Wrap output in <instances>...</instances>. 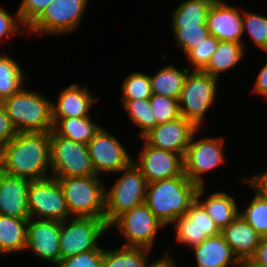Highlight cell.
<instances>
[{"mask_svg":"<svg viewBox=\"0 0 267 267\" xmlns=\"http://www.w3.org/2000/svg\"><path fill=\"white\" fill-rule=\"evenodd\" d=\"M198 129L192 121L181 116L176 120L158 124L141 138L154 148L177 153L184 158L191 138Z\"/></svg>","mask_w":267,"mask_h":267,"instance_id":"obj_14","label":"cell"},{"mask_svg":"<svg viewBox=\"0 0 267 267\" xmlns=\"http://www.w3.org/2000/svg\"><path fill=\"white\" fill-rule=\"evenodd\" d=\"M218 39L209 35L202 43L192 49L186 56L195 71H202L210 61L211 55L216 51Z\"/></svg>","mask_w":267,"mask_h":267,"instance_id":"obj_37","label":"cell"},{"mask_svg":"<svg viewBox=\"0 0 267 267\" xmlns=\"http://www.w3.org/2000/svg\"><path fill=\"white\" fill-rule=\"evenodd\" d=\"M242 13L235 6H230L222 0H215L207 15V28L210 35L219 41L242 43L243 34Z\"/></svg>","mask_w":267,"mask_h":267,"instance_id":"obj_18","label":"cell"},{"mask_svg":"<svg viewBox=\"0 0 267 267\" xmlns=\"http://www.w3.org/2000/svg\"><path fill=\"white\" fill-rule=\"evenodd\" d=\"M146 248L124 247L104 249L102 267H146L148 252Z\"/></svg>","mask_w":267,"mask_h":267,"instance_id":"obj_29","label":"cell"},{"mask_svg":"<svg viewBox=\"0 0 267 267\" xmlns=\"http://www.w3.org/2000/svg\"><path fill=\"white\" fill-rule=\"evenodd\" d=\"M99 176L56 178L72 217L104 218L105 189Z\"/></svg>","mask_w":267,"mask_h":267,"instance_id":"obj_4","label":"cell"},{"mask_svg":"<svg viewBox=\"0 0 267 267\" xmlns=\"http://www.w3.org/2000/svg\"><path fill=\"white\" fill-rule=\"evenodd\" d=\"M97 101L86 87L71 84L61 90L57 103H52V118L88 117L91 106Z\"/></svg>","mask_w":267,"mask_h":267,"instance_id":"obj_21","label":"cell"},{"mask_svg":"<svg viewBox=\"0 0 267 267\" xmlns=\"http://www.w3.org/2000/svg\"><path fill=\"white\" fill-rule=\"evenodd\" d=\"M243 12V34L248 31L256 46L267 52V17L254 12Z\"/></svg>","mask_w":267,"mask_h":267,"instance_id":"obj_34","label":"cell"},{"mask_svg":"<svg viewBox=\"0 0 267 267\" xmlns=\"http://www.w3.org/2000/svg\"><path fill=\"white\" fill-rule=\"evenodd\" d=\"M190 72V68L183 70L176 68L175 65H166L161 68L154 76H150L152 94L178 99L185 79Z\"/></svg>","mask_w":267,"mask_h":267,"instance_id":"obj_25","label":"cell"},{"mask_svg":"<svg viewBox=\"0 0 267 267\" xmlns=\"http://www.w3.org/2000/svg\"><path fill=\"white\" fill-rule=\"evenodd\" d=\"M16 134L17 131L12 125L2 102H0V148L6 145Z\"/></svg>","mask_w":267,"mask_h":267,"instance_id":"obj_41","label":"cell"},{"mask_svg":"<svg viewBox=\"0 0 267 267\" xmlns=\"http://www.w3.org/2000/svg\"><path fill=\"white\" fill-rule=\"evenodd\" d=\"M146 267H176V265L167 252L162 258L155 260V262L148 264Z\"/></svg>","mask_w":267,"mask_h":267,"instance_id":"obj_45","label":"cell"},{"mask_svg":"<svg viewBox=\"0 0 267 267\" xmlns=\"http://www.w3.org/2000/svg\"><path fill=\"white\" fill-rule=\"evenodd\" d=\"M174 37L185 55L197 47L210 33L207 25L197 27H173Z\"/></svg>","mask_w":267,"mask_h":267,"instance_id":"obj_36","label":"cell"},{"mask_svg":"<svg viewBox=\"0 0 267 267\" xmlns=\"http://www.w3.org/2000/svg\"><path fill=\"white\" fill-rule=\"evenodd\" d=\"M51 176L56 178L96 175L87 144L50 132ZM53 174V175H52Z\"/></svg>","mask_w":267,"mask_h":267,"instance_id":"obj_6","label":"cell"},{"mask_svg":"<svg viewBox=\"0 0 267 267\" xmlns=\"http://www.w3.org/2000/svg\"><path fill=\"white\" fill-rule=\"evenodd\" d=\"M204 187H198L196 200L202 205L218 229L222 231L239 215L238 204L234 197L220 191L210 194L205 201H201L199 199L205 190Z\"/></svg>","mask_w":267,"mask_h":267,"instance_id":"obj_23","label":"cell"},{"mask_svg":"<svg viewBox=\"0 0 267 267\" xmlns=\"http://www.w3.org/2000/svg\"><path fill=\"white\" fill-rule=\"evenodd\" d=\"M104 248L60 259L55 267H102Z\"/></svg>","mask_w":267,"mask_h":267,"instance_id":"obj_38","label":"cell"},{"mask_svg":"<svg viewBox=\"0 0 267 267\" xmlns=\"http://www.w3.org/2000/svg\"><path fill=\"white\" fill-rule=\"evenodd\" d=\"M53 130L62 137L74 142L87 144L101 128L88 117L52 118Z\"/></svg>","mask_w":267,"mask_h":267,"instance_id":"obj_26","label":"cell"},{"mask_svg":"<svg viewBox=\"0 0 267 267\" xmlns=\"http://www.w3.org/2000/svg\"><path fill=\"white\" fill-rule=\"evenodd\" d=\"M50 132H17L0 148V170L30 181L50 177Z\"/></svg>","mask_w":267,"mask_h":267,"instance_id":"obj_1","label":"cell"},{"mask_svg":"<svg viewBox=\"0 0 267 267\" xmlns=\"http://www.w3.org/2000/svg\"><path fill=\"white\" fill-rule=\"evenodd\" d=\"M149 103L156 118V126L181 117L178 99L152 94Z\"/></svg>","mask_w":267,"mask_h":267,"instance_id":"obj_35","label":"cell"},{"mask_svg":"<svg viewBox=\"0 0 267 267\" xmlns=\"http://www.w3.org/2000/svg\"><path fill=\"white\" fill-rule=\"evenodd\" d=\"M2 104L17 132H51L52 102L40 93L21 87Z\"/></svg>","mask_w":267,"mask_h":267,"instance_id":"obj_3","label":"cell"},{"mask_svg":"<svg viewBox=\"0 0 267 267\" xmlns=\"http://www.w3.org/2000/svg\"><path fill=\"white\" fill-rule=\"evenodd\" d=\"M193 134L190 144L187 147L186 154L183 158L184 173L186 177L196 183L198 186H204L203 177L201 174L216 168L224 162L223 138H202L193 141Z\"/></svg>","mask_w":267,"mask_h":267,"instance_id":"obj_12","label":"cell"},{"mask_svg":"<svg viewBox=\"0 0 267 267\" xmlns=\"http://www.w3.org/2000/svg\"><path fill=\"white\" fill-rule=\"evenodd\" d=\"M215 0H185L172 15V27H197L207 25V15Z\"/></svg>","mask_w":267,"mask_h":267,"instance_id":"obj_28","label":"cell"},{"mask_svg":"<svg viewBox=\"0 0 267 267\" xmlns=\"http://www.w3.org/2000/svg\"><path fill=\"white\" fill-rule=\"evenodd\" d=\"M27 200L30 218L61 222L71 217L62 188L54 176L30 181Z\"/></svg>","mask_w":267,"mask_h":267,"instance_id":"obj_9","label":"cell"},{"mask_svg":"<svg viewBox=\"0 0 267 267\" xmlns=\"http://www.w3.org/2000/svg\"><path fill=\"white\" fill-rule=\"evenodd\" d=\"M87 147L97 176L104 172L117 173L133 161L119 140L102 127L87 143Z\"/></svg>","mask_w":267,"mask_h":267,"instance_id":"obj_13","label":"cell"},{"mask_svg":"<svg viewBox=\"0 0 267 267\" xmlns=\"http://www.w3.org/2000/svg\"><path fill=\"white\" fill-rule=\"evenodd\" d=\"M117 173L122 176L110 190L105 189L104 218L109 227L118 216L144 203L146 196V178L133 161Z\"/></svg>","mask_w":267,"mask_h":267,"instance_id":"obj_5","label":"cell"},{"mask_svg":"<svg viewBox=\"0 0 267 267\" xmlns=\"http://www.w3.org/2000/svg\"><path fill=\"white\" fill-rule=\"evenodd\" d=\"M198 187L183 172L177 177L147 183L145 203L166 226L185 215L196 200Z\"/></svg>","mask_w":267,"mask_h":267,"instance_id":"obj_2","label":"cell"},{"mask_svg":"<svg viewBox=\"0 0 267 267\" xmlns=\"http://www.w3.org/2000/svg\"><path fill=\"white\" fill-rule=\"evenodd\" d=\"M144 144L139 162L134 160L133 162L147 183L177 177L184 172V161L180 154L154 148L146 142Z\"/></svg>","mask_w":267,"mask_h":267,"instance_id":"obj_16","label":"cell"},{"mask_svg":"<svg viewBox=\"0 0 267 267\" xmlns=\"http://www.w3.org/2000/svg\"><path fill=\"white\" fill-rule=\"evenodd\" d=\"M242 267H267V264H263V263H243Z\"/></svg>","mask_w":267,"mask_h":267,"instance_id":"obj_46","label":"cell"},{"mask_svg":"<svg viewBox=\"0 0 267 267\" xmlns=\"http://www.w3.org/2000/svg\"><path fill=\"white\" fill-rule=\"evenodd\" d=\"M52 0H22L16 13L19 14L25 28H28L48 7Z\"/></svg>","mask_w":267,"mask_h":267,"instance_id":"obj_39","label":"cell"},{"mask_svg":"<svg viewBox=\"0 0 267 267\" xmlns=\"http://www.w3.org/2000/svg\"><path fill=\"white\" fill-rule=\"evenodd\" d=\"M197 267H242V263L233 254L224 236L208 237L193 247Z\"/></svg>","mask_w":267,"mask_h":267,"instance_id":"obj_22","label":"cell"},{"mask_svg":"<svg viewBox=\"0 0 267 267\" xmlns=\"http://www.w3.org/2000/svg\"><path fill=\"white\" fill-rule=\"evenodd\" d=\"M19 65L12 57L0 55V102L22 87L25 77Z\"/></svg>","mask_w":267,"mask_h":267,"instance_id":"obj_30","label":"cell"},{"mask_svg":"<svg viewBox=\"0 0 267 267\" xmlns=\"http://www.w3.org/2000/svg\"><path fill=\"white\" fill-rule=\"evenodd\" d=\"M244 263H263L267 264V237H262L256 248L254 255Z\"/></svg>","mask_w":267,"mask_h":267,"instance_id":"obj_43","label":"cell"},{"mask_svg":"<svg viewBox=\"0 0 267 267\" xmlns=\"http://www.w3.org/2000/svg\"><path fill=\"white\" fill-rule=\"evenodd\" d=\"M244 183L249 184L250 187H254V192L258 194L261 198L267 200V169L260 172L259 174H254L253 177H243Z\"/></svg>","mask_w":267,"mask_h":267,"instance_id":"obj_42","label":"cell"},{"mask_svg":"<svg viewBox=\"0 0 267 267\" xmlns=\"http://www.w3.org/2000/svg\"><path fill=\"white\" fill-rule=\"evenodd\" d=\"M122 101L130 120L141 129L139 134L141 137L156 126V118L150 106L149 99Z\"/></svg>","mask_w":267,"mask_h":267,"instance_id":"obj_31","label":"cell"},{"mask_svg":"<svg viewBox=\"0 0 267 267\" xmlns=\"http://www.w3.org/2000/svg\"><path fill=\"white\" fill-rule=\"evenodd\" d=\"M221 234L242 264L254 255L262 238L240 214L221 231Z\"/></svg>","mask_w":267,"mask_h":267,"instance_id":"obj_20","label":"cell"},{"mask_svg":"<svg viewBox=\"0 0 267 267\" xmlns=\"http://www.w3.org/2000/svg\"><path fill=\"white\" fill-rule=\"evenodd\" d=\"M244 44L229 41H219L216 51L202 72L218 79L220 73L231 70L244 56Z\"/></svg>","mask_w":267,"mask_h":267,"instance_id":"obj_27","label":"cell"},{"mask_svg":"<svg viewBox=\"0 0 267 267\" xmlns=\"http://www.w3.org/2000/svg\"><path fill=\"white\" fill-rule=\"evenodd\" d=\"M118 226L127 241L124 247L151 250L157 231L165 225L154 215L144 202L118 216L110 226Z\"/></svg>","mask_w":267,"mask_h":267,"instance_id":"obj_10","label":"cell"},{"mask_svg":"<svg viewBox=\"0 0 267 267\" xmlns=\"http://www.w3.org/2000/svg\"><path fill=\"white\" fill-rule=\"evenodd\" d=\"M29 218H16L0 214V253L23 251L27 244Z\"/></svg>","mask_w":267,"mask_h":267,"instance_id":"obj_24","label":"cell"},{"mask_svg":"<svg viewBox=\"0 0 267 267\" xmlns=\"http://www.w3.org/2000/svg\"><path fill=\"white\" fill-rule=\"evenodd\" d=\"M173 223H176L177 242L188 245L191 248L200 244L206 238L221 233L197 200L190 205L185 215L178 217Z\"/></svg>","mask_w":267,"mask_h":267,"instance_id":"obj_17","label":"cell"},{"mask_svg":"<svg viewBox=\"0 0 267 267\" xmlns=\"http://www.w3.org/2000/svg\"><path fill=\"white\" fill-rule=\"evenodd\" d=\"M15 16L12 17V15L0 7V39L4 38V36H12L13 33H21L20 27L25 25L22 23L18 13Z\"/></svg>","mask_w":267,"mask_h":267,"instance_id":"obj_40","label":"cell"},{"mask_svg":"<svg viewBox=\"0 0 267 267\" xmlns=\"http://www.w3.org/2000/svg\"><path fill=\"white\" fill-rule=\"evenodd\" d=\"M109 229L105 218L70 217L60 222V259L99 248L98 239Z\"/></svg>","mask_w":267,"mask_h":267,"instance_id":"obj_7","label":"cell"},{"mask_svg":"<svg viewBox=\"0 0 267 267\" xmlns=\"http://www.w3.org/2000/svg\"><path fill=\"white\" fill-rule=\"evenodd\" d=\"M239 214L261 237H267V200L255 193L247 208Z\"/></svg>","mask_w":267,"mask_h":267,"instance_id":"obj_32","label":"cell"},{"mask_svg":"<svg viewBox=\"0 0 267 267\" xmlns=\"http://www.w3.org/2000/svg\"><path fill=\"white\" fill-rule=\"evenodd\" d=\"M122 92V100L149 99L152 96L149 75L141 72L130 74L124 80Z\"/></svg>","mask_w":267,"mask_h":267,"instance_id":"obj_33","label":"cell"},{"mask_svg":"<svg viewBox=\"0 0 267 267\" xmlns=\"http://www.w3.org/2000/svg\"><path fill=\"white\" fill-rule=\"evenodd\" d=\"M30 180L12 176L0 170V214L30 218L28 188Z\"/></svg>","mask_w":267,"mask_h":267,"instance_id":"obj_19","label":"cell"},{"mask_svg":"<svg viewBox=\"0 0 267 267\" xmlns=\"http://www.w3.org/2000/svg\"><path fill=\"white\" fill-rule=\"evenodd\" d=\"M217 79L202 71H190L185 79L179 97L180 114L192 121L198 128L202 126L204 115L214 106Z\"/></svg>","mask_w":267,"mask_h":267,"instance_id":"obj_8","label":"cell"},{"mask_svg":"<svg viewBox=\"0 0 267 267\" xmlns=\"http://www.w3.org/2000/svg\"><path fill=\"white\" fill-rule=\"evenodd\" d=\"M253 92L262 95L264 98L267 97V63L264 64L263 68L257 76Z\"/></svg>","mask_w":267,"mask_h":267,"instance_id":"obj_44","label":"cell"},{"mask_svg":"<svg viewBox=\"0 0 267 267\" xmlns=\"http://www.w3.org/2000/svg\"><path fill=\"white\" fill-rule=\"evenodd\" d=\"M26 249L56 266L60 261V221L29 218Z\"/></svg>","mask_w":267,"mask_h":267,"instance_id":"obj_15","label":"cell"},{"mask_svg":"<svg viewBox=\"0 0 267 267\" xmlns=\"http://www.w3.org/2000/svg\"><path fill=\"white\" fill-rule=\"evenodd\" d=\"M88 0H52L27 28L33 34H62L77 29Z\"/></svg>","mask_w":267,"mask_h":267,"instance_id":"obj_11","label":"cell"}]
</instances>
